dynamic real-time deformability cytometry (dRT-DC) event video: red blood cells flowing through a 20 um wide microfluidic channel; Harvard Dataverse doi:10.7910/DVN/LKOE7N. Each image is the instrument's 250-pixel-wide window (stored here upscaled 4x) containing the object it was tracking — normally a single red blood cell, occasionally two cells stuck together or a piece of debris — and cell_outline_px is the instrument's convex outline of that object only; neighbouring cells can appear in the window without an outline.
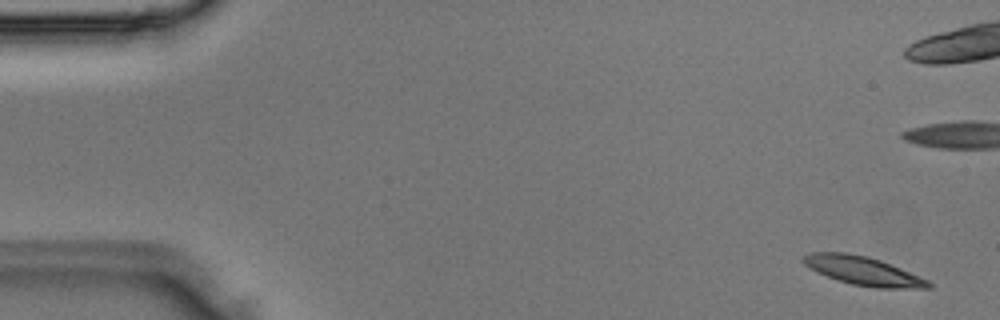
{"species": "Egyptian fruit bat (a non-hibernating species)", "species_latin": "Rousettus aegyptiacus", "temperature_condition": "room temperature", "stored_images_in_passage": 4, "camera_frame_rate_fps": 3000, "um_per_image_px": 0.085, "animal": {"sex": "male"}, "frame": {"image": 1, "passage_image": 1, "time_ms": 0.0, "image_size_px": [1000, 320], "cell_outline_px": [[932, 288], [876, 288], [852, 284], [828, 276], [804, 264], [800, 260], [804, 256], [812, 252], [848, 252], [868, 256], [880, 260], [900, 268], [928, 280], [932, 284]], "centroid_in_image_um": [73.39, 23.01], "position_along_channel_um": 11.6, "area_um2": 20.58}}